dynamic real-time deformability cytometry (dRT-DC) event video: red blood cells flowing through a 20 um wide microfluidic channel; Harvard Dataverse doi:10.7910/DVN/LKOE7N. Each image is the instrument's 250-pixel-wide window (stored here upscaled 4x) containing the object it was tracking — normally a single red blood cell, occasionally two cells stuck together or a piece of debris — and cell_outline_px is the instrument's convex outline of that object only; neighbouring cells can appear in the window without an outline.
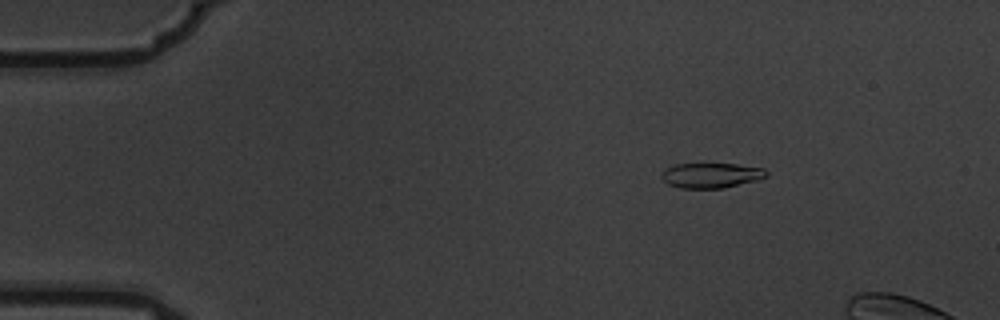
{"species": "common noctule bat (a hibernating species)", "species_latin": "Nyctalus noctula", "temperature_condition": "warm", "stored_images_in_passage": 3, "camera_frame_rate_fps": 3000, "um_per_image_px": 0.085, "animal": {"sex": "male", "body_mass_g": 19.5, "forearm_length_mm": 54.6}, "frame": {"image": 1, "passage_image": 2, "time_ms": 0.333, "image_size_px": [1000, 320], "cell_outline_px": [[768, 176], [760, 180], [724, 188], [680, 188], [668, 184], [660, 176], [660, 172], [664, 168], [676, 164], [736, 164], [764, 168], [768, 172]], "centroid_in_image_um": [60.46, 14.91], "position_along_channel_um": 24.5, "area_um2": 15.55}}